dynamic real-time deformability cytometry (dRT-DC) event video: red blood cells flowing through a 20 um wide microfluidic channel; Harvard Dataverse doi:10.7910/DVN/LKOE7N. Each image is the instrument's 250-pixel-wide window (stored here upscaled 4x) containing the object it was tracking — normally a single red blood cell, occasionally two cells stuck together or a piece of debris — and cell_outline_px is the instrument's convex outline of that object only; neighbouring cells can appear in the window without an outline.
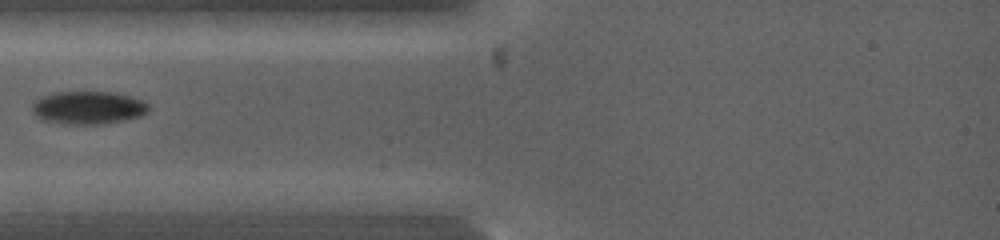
{"species": "common noctule bat (a hibernating species)", "species_latin": "Nyctalus noctula", "temperature_condition": "warm", "stored_images_in_passage": 2, "camera_frame_rate_fps": 5000, "um_per_image_px": 0.085, "animal": {"sex": "female", "body_mass_g": 19.0, "forearm_length_mm": 53.3}, "frame": {"image": 1, "passage_image": 2, "time_ms": 1.2, "image_size_px": [1000, 240], "cell_outline_px": [[148, 112], [140, 116], [124, 120], [104, 124], [68, 124], [40, 120], [32, 112], [32, 104], [40, 96], [52, 92], [116, 92], [140, 100], [148, 104]], "centroid_in_image_um": [7.44, 9.15], "position_along_channel_um": 77.6, "area_um2": 22.48}}